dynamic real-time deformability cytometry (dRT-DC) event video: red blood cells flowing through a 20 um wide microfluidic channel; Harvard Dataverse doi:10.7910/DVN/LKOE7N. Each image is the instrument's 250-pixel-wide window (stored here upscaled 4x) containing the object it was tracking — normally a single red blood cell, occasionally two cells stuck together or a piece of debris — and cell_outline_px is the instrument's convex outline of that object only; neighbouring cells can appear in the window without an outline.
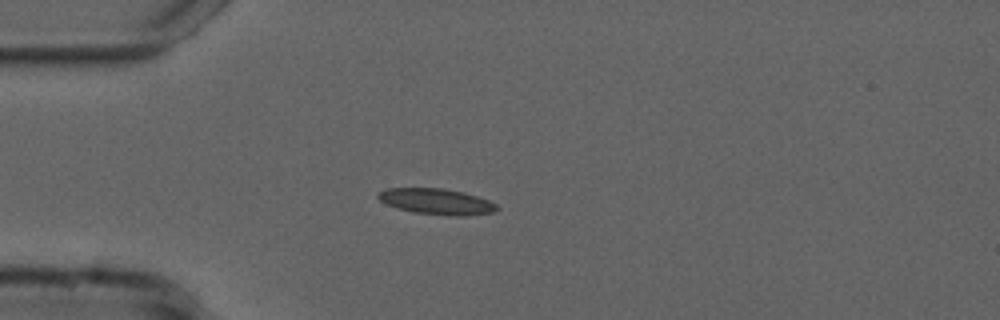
{"species": "common noctule bat (a hibernating species)", "species_latin": "Nyctalus noctula", "temperature_condition": "cold", "stored_images_in_passage": 41, "camera_frame_rate_fps": 3000, "um_per_image_px": 0.085, "animal": {"sex": "male", "forearm_length_mm": 52.5}, "frame": {"image": 1, "passage_image": 1, "time_ms": 0.0, "image_size_px": [1000, 320], "cell_outline_px": [[500, 208], [492, 212], [464, 216], [448, 216], [412, 212], [396, 208], [380, 200], [376, 196], [380, 192], [388, 188], [444, 188], [464, 192], [488, 200], [496, 204]], "centroid_in_image_um": [37.11, 17.13], "position_along_channel_um": 47.9, "area_um2": 17.92}}
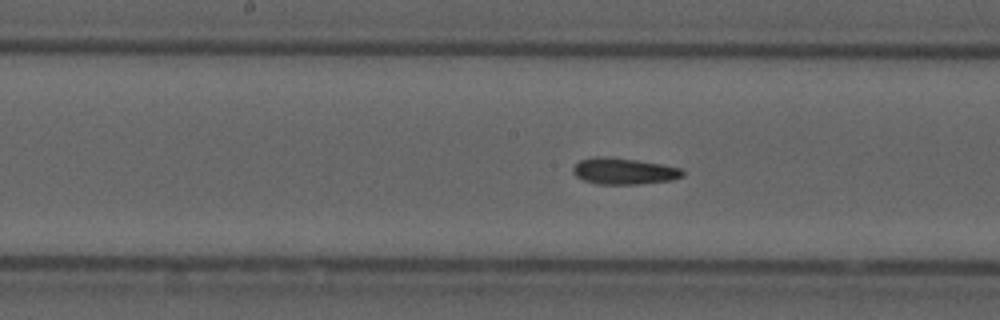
{"frame": {"image": 2, "passage_image": 14, "time_ms": 4.333, "image_size_px": [1000, 320], "cell_outline_px": [[684, 176], [672, 180], [640, 184], [596, 184], [584, 180], [576, 176], [572, 172], [572, 168], [580, 160], [596, 156], [608, 156], [636, 160], [660, 164], [680, 168], [684, 172]], "centroid_in_image_um": [53.01, 14.55], "position_along_channel_um": 195.2, "area_um2": 16.88}}
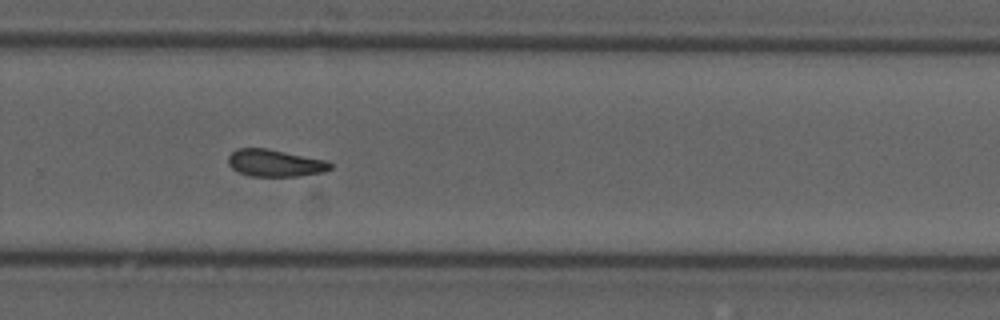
{"frame": {"image": 3, "passage_image": 23, "time_ms": 7.333, "image_size_px": [1000, 320], "cell_outline_px": [[332, 168], [324, 172], [300, 176], [252, 176], [240, 172], [232, 168], [228, 164], [228, 156], [236, 148], [268, 148], [324, 160], [332, 164]], "centroid_in_image_um": [23.37, 13.85], "position_along_channel_um": 306.4, "area_um2": 16.07}, "authors_computed_cell_mechanics": {"area_um2": 16.5308, "velocity_mm_per_s": 3.7233, "shape_relaxation_time_tau1_ms": 7.6665, "shape_relaxation_time_tau2_ms": 4.2242, "deformation_change_tau1": 0.1781, "deformation_change_tau2": 0.0913}}